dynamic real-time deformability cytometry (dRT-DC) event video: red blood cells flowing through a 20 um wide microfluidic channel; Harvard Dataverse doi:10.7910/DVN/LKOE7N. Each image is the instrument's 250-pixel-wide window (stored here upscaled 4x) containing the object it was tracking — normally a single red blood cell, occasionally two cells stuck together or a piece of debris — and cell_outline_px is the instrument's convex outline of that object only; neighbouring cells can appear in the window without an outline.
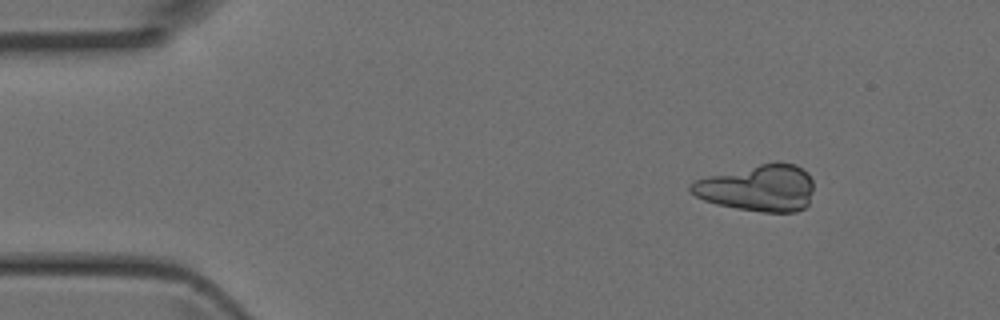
{"species": "Egyptian fruit bat (a non-hibernating species)", "species_latin": "Rousettus aegyptiacus", "temperature_condition": "room temperature", "stored_images_in_passage": 3, "camera_frame_rate_fps": 3000, "um_per_image_px": 0.085, "animal": {"sex": "female"}, "frame": {"image": 1, "passage_image": 1, "time_ms": 0.0, "image_size_px": [1000, 320], "cell_outline_px": [[812, 192], [808, 204], [804, 208], [796, 212], [764, 212], [736, 208], [716, 204], [704, 200], [696, 196], [688, 188], [688, 184], [696, 180], [708, 176], [776, 160], [796, 164], [808, 172], [812, 180]], "centroid_in_image_um": [64.45, 15.96], "position_along_channel_um": 20.6, "area_um2": 33.58}}